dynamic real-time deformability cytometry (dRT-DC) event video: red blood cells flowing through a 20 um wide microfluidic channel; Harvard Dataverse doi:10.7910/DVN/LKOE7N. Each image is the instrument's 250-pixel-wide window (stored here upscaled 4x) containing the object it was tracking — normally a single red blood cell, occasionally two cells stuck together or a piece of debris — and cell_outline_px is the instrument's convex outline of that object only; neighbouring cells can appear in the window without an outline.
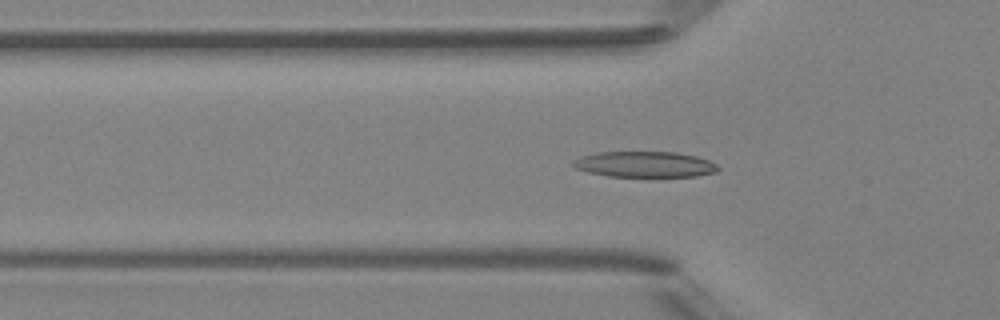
{"species": "Egyptian fruit bat (a non-hibernating species)", "species_latin": "Rousettus aegyptiacus", "temperature_condition": "room temperature", "stored_images_in_passage": 49, "segment_of_instrument_passage": [1, 2], "camera_frame_rate_fps": 3000, "um_per_image_px": 0.085, "animal": {"sex": "female"}, "frame": {"image": 1, "passage_image": 15, "time_ms": 4.667, "image_size_px": [1000, 320], "cell_outline_px": [[720, 168], [716, 172], [696, 176], [608, 176], [588, 172], [576, 168], [572, 164], [572, 160], [580, 156], [596, 152], [676, 152], [696, 156], [708, 160], [716, 164]], "centroid_in_image_um": [54.78, 13.96], "position_along_channel_um": 71.0, "area_um2": 21.73}}
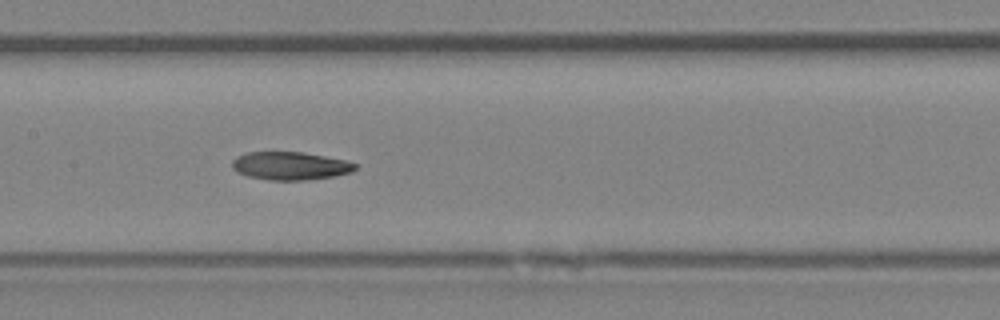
{"frame": {"image": 2, "passage_image": 23, "time_ms": 7.333, "image_size_px": [1000, 320], "cell_outline_px": [[356, 168], [352, 172], [332, 176], [308, 180], [268, 180], [248, 176], [232, 168], [232, 160], [236, 156], [248, 152], [304, 152], [344, 160], [356, 164]], "centroid_in_image_um": [24.65, 14.09], "position_along_channel_um": 182.7, "area_um2": 20.0}}
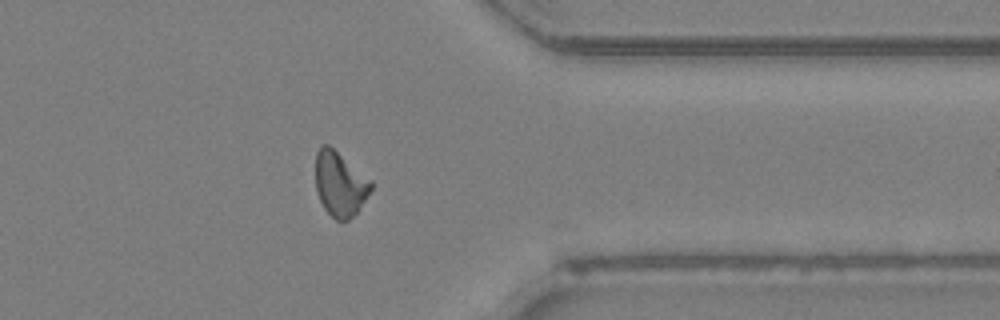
{"frame": {"image": 3, "passage_image": 38, "time_ms": 12.333, "image_size_px": [1000, 320], "cell_outline_px": [[372, 188], [356, 212], [348, 220], [336, 220], [324, 208], [316, 192], [316, 152], [320, 144], [328, 144], [372, 180]], "centroid_in_image_um": [28.88, 15.61], "position_along_channel_um": 382.5, "area_um2": 20.69}}